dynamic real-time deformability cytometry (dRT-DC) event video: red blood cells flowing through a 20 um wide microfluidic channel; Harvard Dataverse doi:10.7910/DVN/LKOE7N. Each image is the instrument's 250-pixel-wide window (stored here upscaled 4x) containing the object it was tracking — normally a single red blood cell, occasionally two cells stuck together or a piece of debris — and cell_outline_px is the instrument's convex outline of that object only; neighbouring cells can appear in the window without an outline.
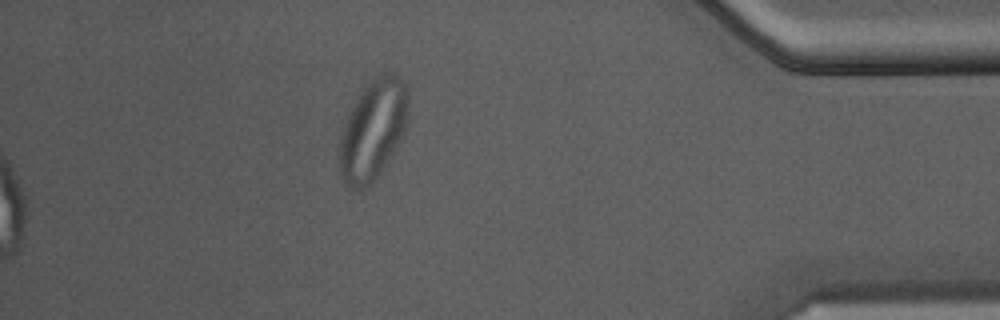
{"species": "Egyptian fruit bat (a non-hibernating species)", "species_latin": "Rousettus aegyptiacus", "temperature_condition": "warm", "stored_images_in_passage": 35, "camera_frame_rate_fps": 3000, "um_per_image_px": 0.085, "animal": {"sex": "male"}, "frame": {"image": 1, "passage_image": 35, "time_ms": 11.333, "image_size_px": [1000, 320], "cell_outline_px": [[408, 104], [404, 132], [400, 140], [372, 184], [364, 188], [352, 188], [344, 184], [336, 164], [336, 156], [340, 140], [348, 116], [356, 100], [364, 88], [376, 76], [384, 72], [392, 72], [400, 76], [404, 84], [408, 96]], "centroid_in_image_um": [31.66, 11.07], "position_along_channel_um": 403.5, "area_um2": 39.88}}